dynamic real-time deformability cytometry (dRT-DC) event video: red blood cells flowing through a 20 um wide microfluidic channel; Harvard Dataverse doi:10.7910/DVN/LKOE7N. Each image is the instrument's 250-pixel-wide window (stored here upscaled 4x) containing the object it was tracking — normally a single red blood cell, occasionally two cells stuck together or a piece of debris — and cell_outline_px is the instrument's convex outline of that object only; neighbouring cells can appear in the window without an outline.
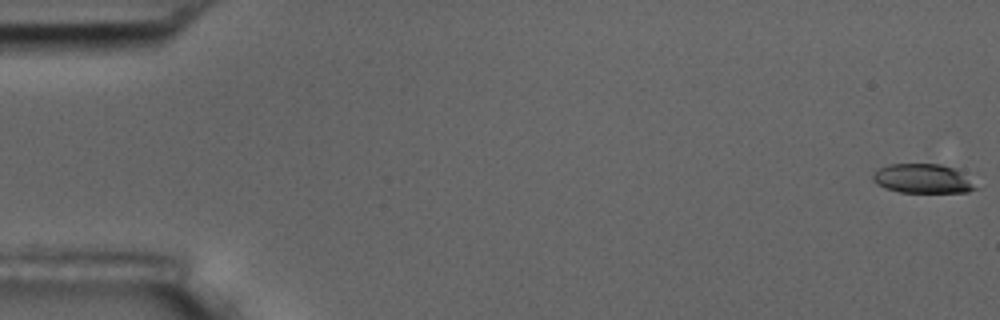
{"species": "common noctule bat (a hibernating species)", "species_latin": "Nyctalus noctula", "temperature_condition": "room temperature", "stored_images_in_passage": 7, "camera_frame_rate_fps": 3000, "um_per_image_px": 0.085, "animal": {"sex": "male", "body_mass_g": 17.5, "forearm_length_mm": 52.3}, "frame": {"image": 1, "passage_image": 1, "time_ms": 0.0, "image_size_px": [1000, 320], "cell_outline_px": [[980, 188], [968, 192], [900, 192], [884, 188], [876, 184], [872, 180], [872, 172], [888, 164], [940, 164], [952, 168], [960, 172]], "centroid_in_image_um": [78.39, 15.19], "position_along_channel_um": 6.6, "area_um2": 17.51}}
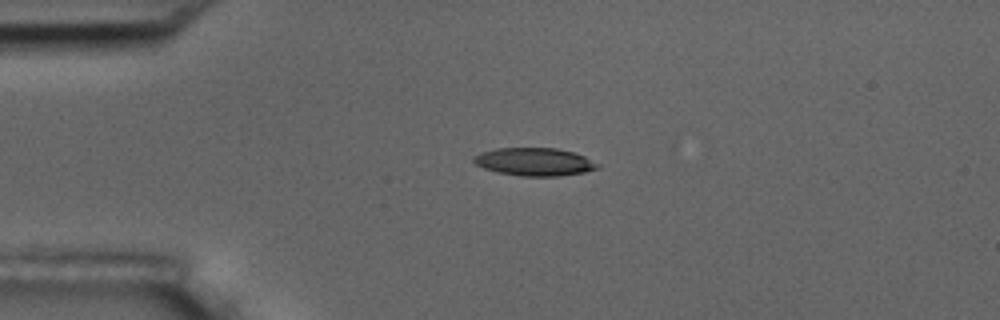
{"frame": {"image": 2, "passage_image": 5, "time_ms": 4.333, "image_size_px": [1000, 320], "cell_outline_px": [[600, 168], [584, 172], [560, 176], [520, 176], [500, 172], [484, 168], [476, 164], [472, 160], [472, 156], [480, 152], [496, 148], [556, 148], [572, 152], [584, 156], [600, 164]], "centroid_in_image_um": [45.43, 13.75], "position_along_channel_um": 39.6, "area_um2": 20.17}}